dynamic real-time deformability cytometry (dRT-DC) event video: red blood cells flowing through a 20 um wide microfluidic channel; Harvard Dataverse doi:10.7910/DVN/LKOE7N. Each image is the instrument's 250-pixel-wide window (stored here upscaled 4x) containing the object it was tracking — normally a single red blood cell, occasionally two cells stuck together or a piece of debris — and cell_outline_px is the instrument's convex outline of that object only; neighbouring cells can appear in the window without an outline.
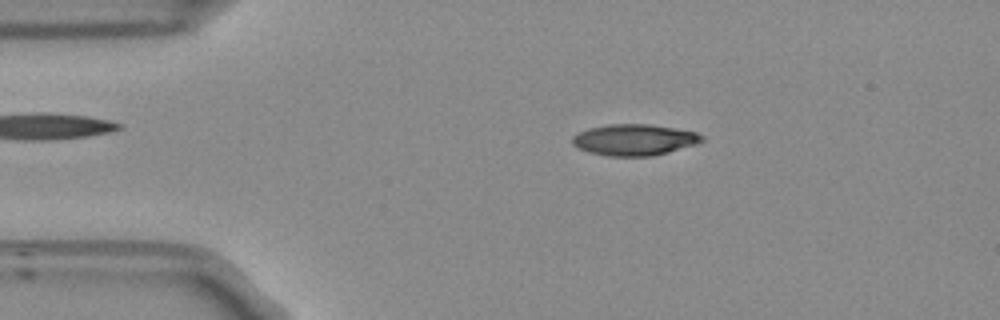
{"species": "Egyptian fruit bat (a non-hibernating species)", "species_latin": "Rousettus aegyptiacus", "temperature_condition": "room temperature", "stored_images_in_passage": 47, "camera_frame_rate_fps": 3000, "um_per_image_px": 0.085, "frame": {"image": 1, "passage_image": 3, "time_ms": 0.667, "image_size_px": [1000, 320], "cell_outline_px": [[704, 140], [696, 144], [668, 152], [652, 156], [612, 156], [592, 152], [580, 148], [572, 144], [572, 136], [588, 128], [608, 124], [648, 124], [696, 132], [704, 136]], "centroid_in_image_um": [53.93, 11.87], "position_along_channel_um": 31.1, "area_um2": 23.29}}
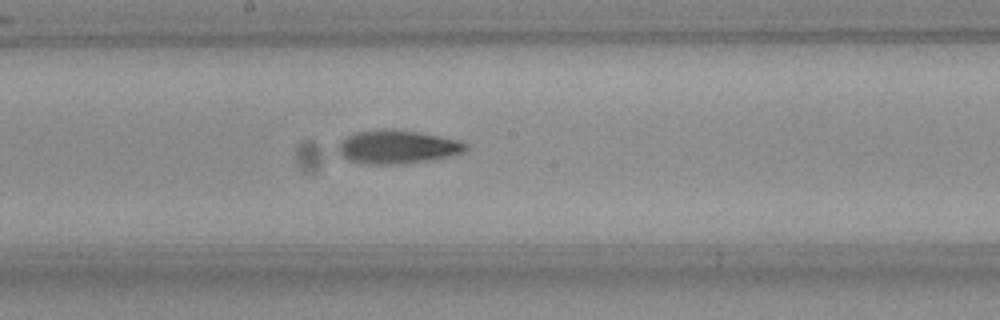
{"frame": {"image": 2, "passage_image": 21, "time_ms": 6.667, "image_size_px": [1000, 320], "cell_outline_px": [[468, 148], [464, 152], [448, 156], [424, 160], [392, 164], [368, 164], [352, 160], [344, 156], [340, 152], [340, 144], [348, 136], [356, 132], [384, 128], [392, 128], [440, 136], [460, 140], [468, 144]], "centroid_in_image_um": [33.83, 12.46], "position_along_channel_um": 214.4, "area_um2": 24.28}}
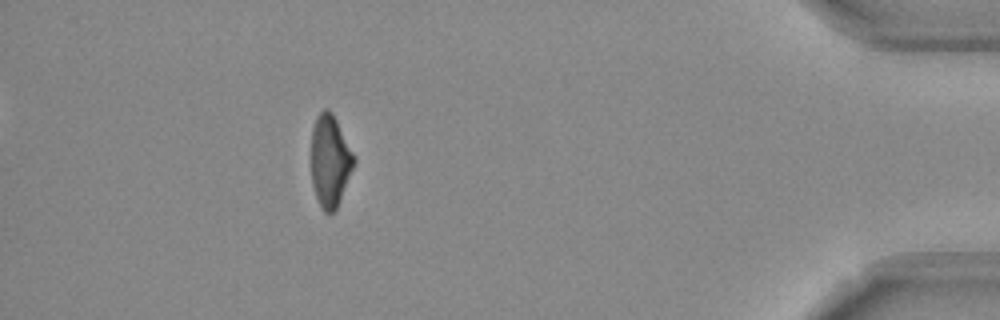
{"frame": {"image": 3, "passage_image": 41, "time_ms": 13.333, "image_size_px": [1000, 320], "cell_outline_px": [[356, 160], [340, 200], [336, 208], [332, 212], [324, 212], [316, 196], [312, 184], [312, 128], [316, 116], [324, 108], [328, 108], [332, 112], [356, 156]], "centroid_in_image_um": [28.06, 13.63], "position_along_channel_um": 407.1, "area_um2": 22.77}, "authors_computed_cell_mechanics": {"area_um2": 23.5824, "velocity_mm_per_s": 3.7534, "shape_relaxation_time_tau1_ms": 7.6797, "shape_relaxation_time_tau2_ms": 4.4303, "deformation_change_tau1": 0.2231, "deformation_change_tau2": 0.1137}}